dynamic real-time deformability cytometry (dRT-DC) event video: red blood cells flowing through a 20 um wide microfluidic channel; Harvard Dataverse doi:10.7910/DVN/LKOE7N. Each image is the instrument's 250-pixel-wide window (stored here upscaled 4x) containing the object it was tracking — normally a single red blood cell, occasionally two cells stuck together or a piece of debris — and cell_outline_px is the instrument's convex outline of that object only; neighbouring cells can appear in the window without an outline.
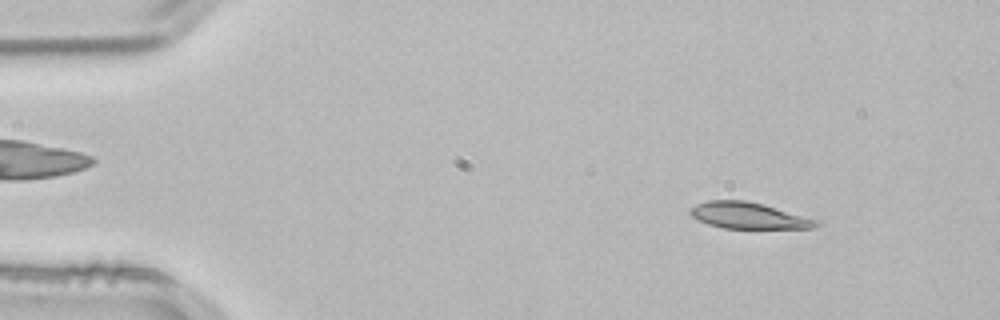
{"species": "common noctule bat (a hibernating species)", "species_latin": "Nyctalus noctula", "temperature_condition": "room temperature", "stored_images_in_passage": 53, "camera_frame_rate_fps": 3000, "um_per_image_px": 0.085, "animal": {"sex": "male", "body_mass_g": 21.5, "forearm_length_mm": 52.0}, "frame": {"image": 1, "passage_image": 7, "time_ms": 2.0, "image_size_px": [1000, 320], "cell_outline_px": [[820, 224], [812, 228], [724, 228], [708, 224], [692, 216], [688, 212], [688, 208], [696, 204], [708, 200], [744, 200], [764, 204], [820, 220]], "centroid_in_image_um": [63.63, 18.31], "position_along_channel_um": 21.4, "area_um2": 19.36}}
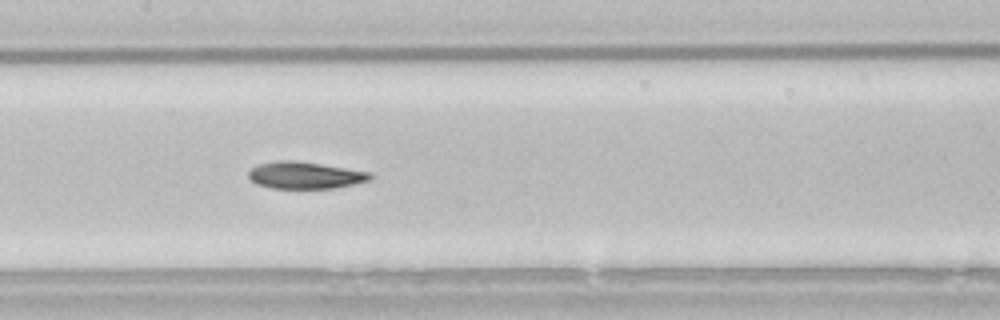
{"frame": {"image": 2, "passage_image": 26, "time_ms": 8.333, "image_size_px": [1000, 320], "cell_outline_px": [[372, 176], [368, 180], [352, 184], [332, 188], [272, 188], [256, 184], [248, 176], [248, 172], [252, 168], [260, 164], [276, 160], [292, 160], [320, 164], [372, 172]], "centroid_in_image_um": [25.9, 14.89], "position_along_channel_um": 181.5, "area_um2": 18.84}}
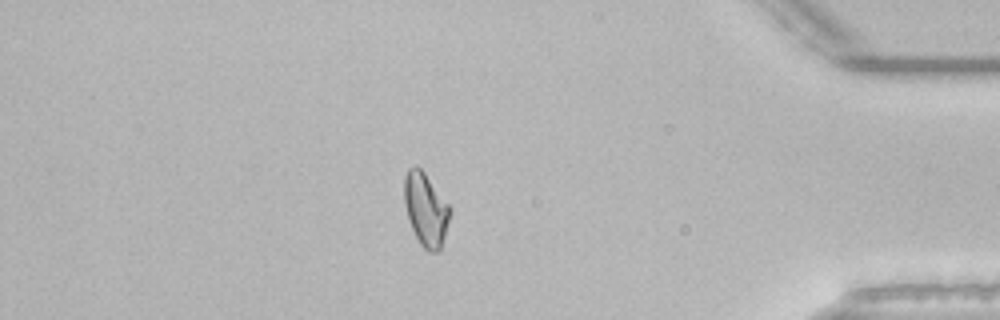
{"frame": {"image": 3, "passage_image": 46, "time_ms": 15.0, "image_size_px": [1000, 320], "cell_outline_px": [[452, 208], [444, 236], [440, 248], [436, 252], [428, 252], [420, 244], [408, 220], [404, 204], [404, 176], [408, 168], [416, 164], [424, 172]], "centroid_in_image_um": [36.17, 17.77], "position_along_channel_um": 399.0, "area_um2": 19.48}, "authors_computed_cell_mechanics": {"area_um2": 19.4786, "velocity_mm_per_s": 3.8355, "shape_relaxation_time_tau1_ms": 4.6196, "shape_relaxation_time_tau2_ms": 4.0782, "deformation_change_tau1": 0.1639, "deformation_change_tau2": 0.099}}